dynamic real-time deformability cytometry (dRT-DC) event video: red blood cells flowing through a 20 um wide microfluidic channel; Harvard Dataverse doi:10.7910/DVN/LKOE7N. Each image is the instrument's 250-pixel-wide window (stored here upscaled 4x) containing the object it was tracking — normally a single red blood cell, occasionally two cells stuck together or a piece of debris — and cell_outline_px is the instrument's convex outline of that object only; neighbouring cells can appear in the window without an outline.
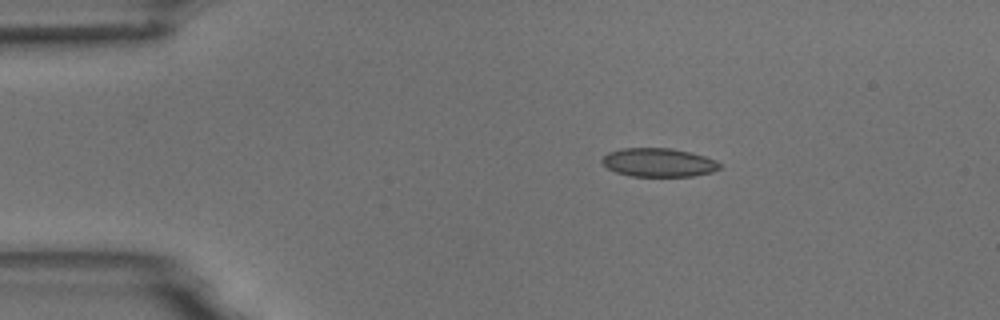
{"species": "common noctule bat (a hibernating species)", "species_latin": "Nyctalus noctula", "temperature_condition": "room temperature", "stored_images_in_passage": 5, "camera_frame_rate_fps": 3000, "um_per_image_px": 0.085, "animal": {"sex": "male", "body_mass_g": 18.8}, "frame": {"image": 1, "passage_image": 3, "time_ms": 2.333, "image_size_px": [1000, 320], "cell_outline_px": [[720, 168], [712, 172], [692, 176], [632, 176], [616, 172], [608, 168], [600, 160], [608, 152], [620, 148], [672, 148], [704, 156], [716, 160], [720, 164]], "centroid_in_image_um": [55.96, 13.81], "position_along_channel_um": 29.0, "area_um2": 19.54}}
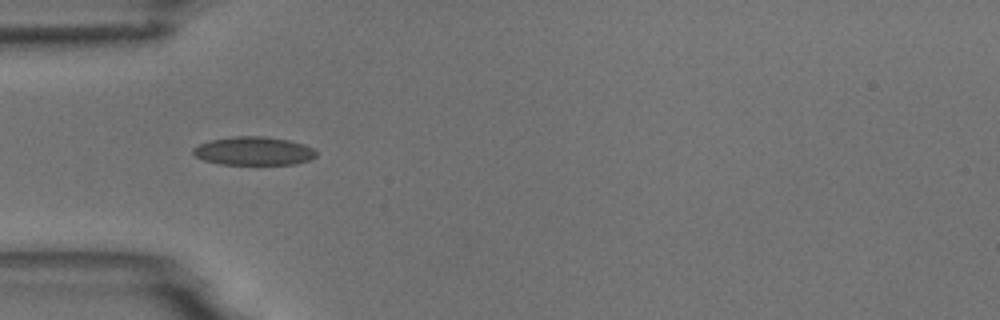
{"frame": {"image": 2, "passage_image": 5, "time_ms": 4.667, "image_size_px": [1000, 320], "cell_outline_px": [[316, 156], [312, 160], [296, 164], [220, 164], [204, 160], [196, 156], [192, 152], [192, 148], [200, 144], [212, 140], [232, 136], [264, 136], [288, 140], [304, 144], [312, 148], [316, 152]], "centroid_in_image_um": [21.58, 12.83], "position_along_channel_um": 63.4, "area_um2": 20.4}}